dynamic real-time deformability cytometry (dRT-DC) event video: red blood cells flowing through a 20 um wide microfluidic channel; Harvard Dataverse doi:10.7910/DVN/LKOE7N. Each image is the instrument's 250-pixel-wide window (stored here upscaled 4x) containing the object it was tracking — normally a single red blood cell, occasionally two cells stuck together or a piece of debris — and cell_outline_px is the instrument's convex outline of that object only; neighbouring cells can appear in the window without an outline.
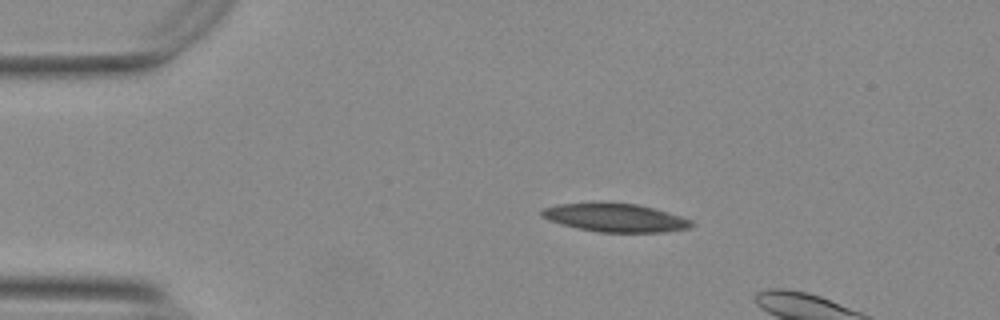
{"species": "Egyptian fruit bat (a non-hibernating species)", "species_latin": "Rousettus aegyptiacus", "temperature_condition": "warm", "stored_images_in_passage": 14, "camera_frame_rate_fps": 3000, "um_per_image_px": 0.085, "animal": {"sex": "female"}, "frame": {"image": 1, "passage_image": 10, "time_ms": 3.0, "image_size_px": [1000, 320], "cell_outline_px": [[696, 224], [688, 228], [664, 232], [600, 232], [580, 228], [548, 220], [540, 216], [540, 212], [544, 208], [556, 204], [636, 204], [652, 208], [680, 216], [692, 220]], "centroid_in_image_um": [52.32, 18.52], "position_along_channel_um": 32.7, "area_um2": 23.99}}